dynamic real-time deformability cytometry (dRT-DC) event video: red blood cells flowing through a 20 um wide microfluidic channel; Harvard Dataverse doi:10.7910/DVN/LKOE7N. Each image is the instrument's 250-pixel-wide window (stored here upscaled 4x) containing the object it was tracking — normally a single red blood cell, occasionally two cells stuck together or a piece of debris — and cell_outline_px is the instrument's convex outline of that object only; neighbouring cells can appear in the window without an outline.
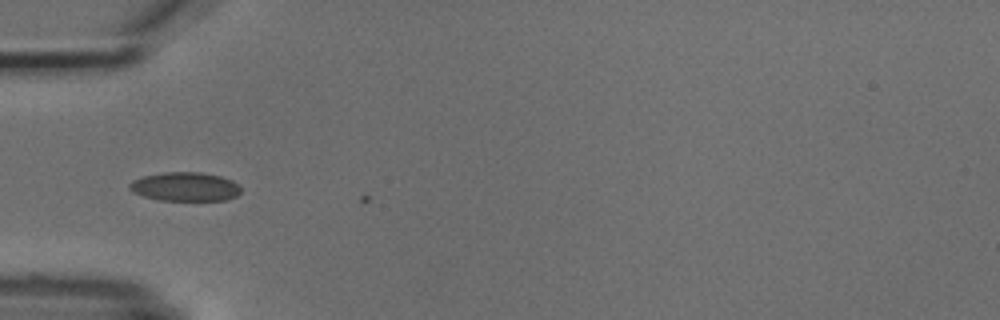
{"species": "common noctule bat (a hibernating species)", "species_latin": "Nyctalus noctula", "temperature_condition": "cold", "stored_images_in_passage": 7, "camera_frame_rate_fps": 3000, "um_per_image_px": 0.085, "animal": {"sex": "male", "body_mass_g": 18.8}, "frame": {"image": 1, "passage_image": 6, "time_ms": 5.667, "image_size_px": [1000, 320], "cell_outline_px": [[240, 192], [236, 196], [228, 200], [160, 200], [144, 196], [132, 192], [128, 188], [128, 184], [132, 180], [144, 176], [164, 172], [200, 172], [220, 176], [232, 180], [240, 188]], "centroid_in_image_um": [15.71, 15.86], "position_along_channel_um": 69.3, "area_um2": 18.73}}